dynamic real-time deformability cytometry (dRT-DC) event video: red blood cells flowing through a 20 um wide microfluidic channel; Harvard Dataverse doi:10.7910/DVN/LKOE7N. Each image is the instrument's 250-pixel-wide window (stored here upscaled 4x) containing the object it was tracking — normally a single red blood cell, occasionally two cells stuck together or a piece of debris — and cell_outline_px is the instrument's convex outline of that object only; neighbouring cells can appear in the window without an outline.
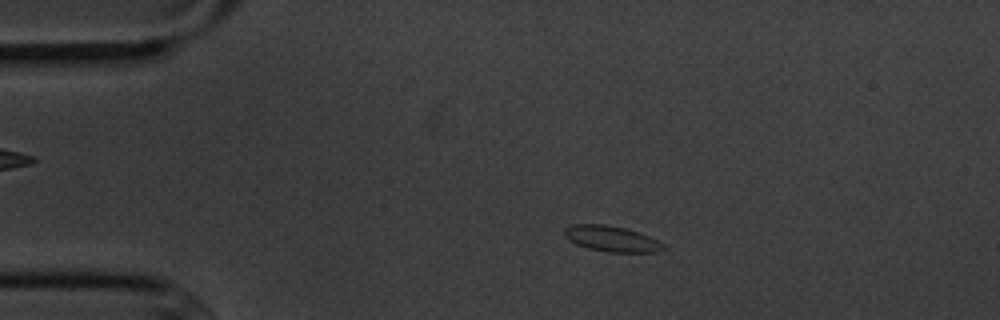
{"species": "common noctule bat (a hibernating species)", "species_latin": "Nyctalus noctula", "temperature_condition": "cold", "stored_images_in_passage": 5, "camera_frame_rate_fps": 3000, "um_per_image_px": 0.085, "animal": {"sex": "male", "body_mass_g": 20.1, "forearm_length_mm": 53.5}, "frame": {"image": 1, "passage_image": 3, "time_ms": 2.333, "image_size_px": [1000, 320], "cell_outline_px": [[668, 248], [656, 252], [608, 252], [588, 248], [576, 244], [568, 240], [564, 236], [564, 228], [576, 224], [604, 224], [624, 228], [640, 232], [664, 244]], "centroid_in_image_um": [51.99, 20.3], "position_along_channel_um": 33.0, "area_um2": 14.85}}
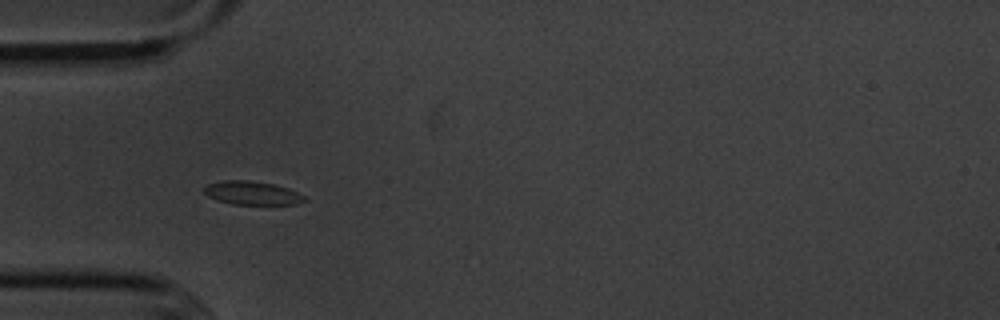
{"frame": {"image": 2, "passage_image": 4, "time_ms": 4.333, "image_size_px": [1000, 320], "cell_outline_px": [[308, 200], [296, 204], [232, 204], [216, 200], [208, 196], [204, 192], [204, 188], [208, 184], [224, 180], [248, 180], [276, 184], [288, 188], [304, 196]], "centroid_in_image_um": [21.43, 16.4], "position_along_channel_um": 63.6, "area_um2": 13.76}}
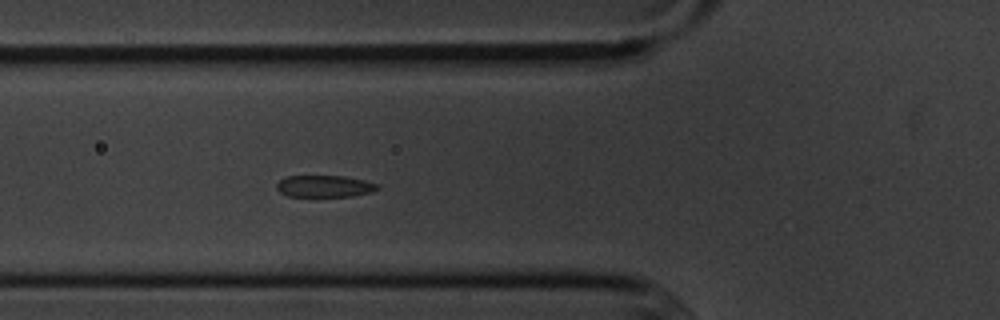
{"frame": {"image": 3, "passage_image": 5, "time_ms": 5.333, "image_size_px": [1000, 320], "cell_outline_px": [[380, 188], [372, 192], [352, 196], [288, 196], [280, 192], [276, 188], [276, 184], [280, 180], [288, 176], [344, 176], [364, 180], [380, 184]], "centroid_in_image_um": [27.62, 15.83], "position_along_channel_um": 98.2, "area_um2": 12.83}}